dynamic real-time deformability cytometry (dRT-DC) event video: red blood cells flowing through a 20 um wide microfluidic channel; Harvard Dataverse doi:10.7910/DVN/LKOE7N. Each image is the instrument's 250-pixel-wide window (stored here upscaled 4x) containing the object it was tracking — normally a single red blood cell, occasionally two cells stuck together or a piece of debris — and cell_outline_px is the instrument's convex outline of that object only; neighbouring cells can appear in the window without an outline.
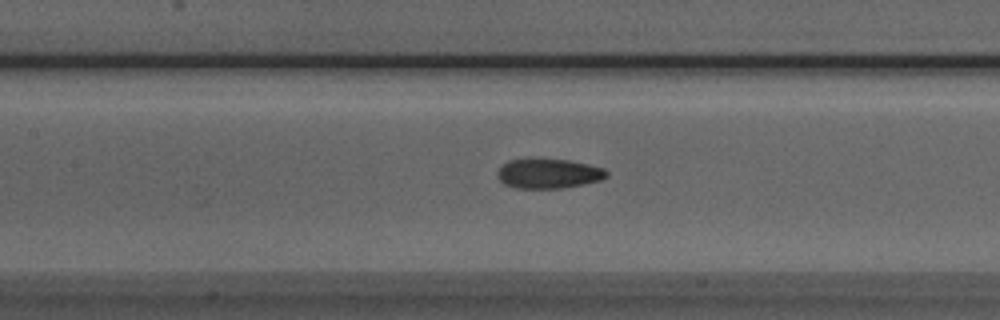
{"species": "Egyptian fruit bat (a non-hibernating species)", "species_latin": "Rousettus aegyptiacus", "temperature_condition": "room temperature", "stored_images_in_passage": 42, "camera_frame_rate_fps": 3000, "um_per_image_px": 0.085, "animal": {"sex": "male"}, "frame": {"image": 1, "passage_image": 19, "time_ms": 6.0, "image_size_px": [1000, 320], "cell_outline_px": [[608, 176], [600, 180], [584, 184], [560, 188], [516, 188], [504, 184], [496, 176], [500, 168], [508, 160], [568, 160], [588, 164], [604, 168], [608, 172]], "centroid_in_image_um": [46.65, 14.77], "position_along_channel_um": 160.8, "area_um2": 18.55}}
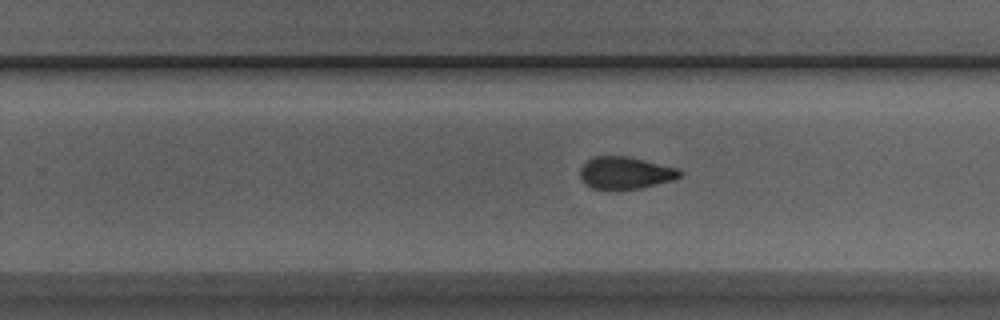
{"frame": {"image": 2, "passage_image": 28, "time_ms": 9.0, "image_size_px": [1000, 320], "cell_outline_px": [[684, 172], [680, 176], [672, 180], [640, 188], [592, 188], [580, 176], [580, 168], [592, 156], [628, 156], [680, 168]], "centroid_in_image_um": [53.2, 14.66], "position_along_channel_um": 276.6, "area_um2": 18.44}}
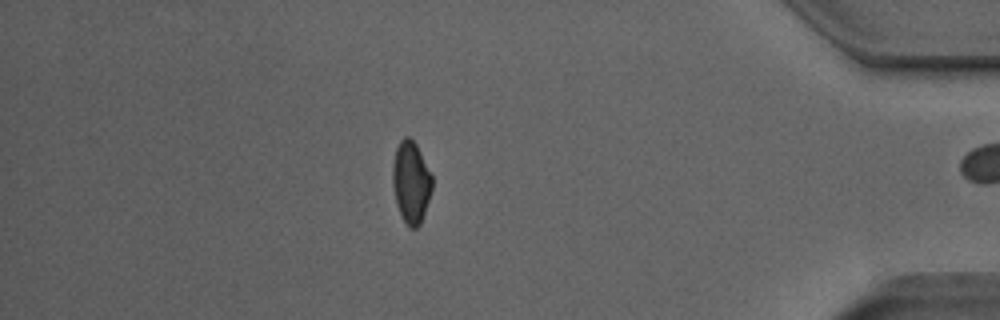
{"frame": {"image": 3, "passage_image": 41, "time_ms": 13.333, "image_size_px": [1000, 320], "cell_outline_px": [[432, 188], [420, 224], [416, 228], [408, 228], [400, 216], [396, 204], [392, 184], [392, 168], [396, 148], [400, 140], [404, 136], [408, 136], [416, 144], [432, 176]], "centroid_in_image_um": [34.91, 15.5], "position_along_channel_um": 400.3, "area_um2": 18.84}, "authors_computed_cell_mechanics": {"area_um2": 19.1029, "velocity_mm_per_s": 3.8783, "shape_relaxation_time_tau1_ms": null, "shape_relaxation_time_tau2_ms": 1.5577, "deformation_change_tau1": null, "deformation_change_tau2": 0.0666}}